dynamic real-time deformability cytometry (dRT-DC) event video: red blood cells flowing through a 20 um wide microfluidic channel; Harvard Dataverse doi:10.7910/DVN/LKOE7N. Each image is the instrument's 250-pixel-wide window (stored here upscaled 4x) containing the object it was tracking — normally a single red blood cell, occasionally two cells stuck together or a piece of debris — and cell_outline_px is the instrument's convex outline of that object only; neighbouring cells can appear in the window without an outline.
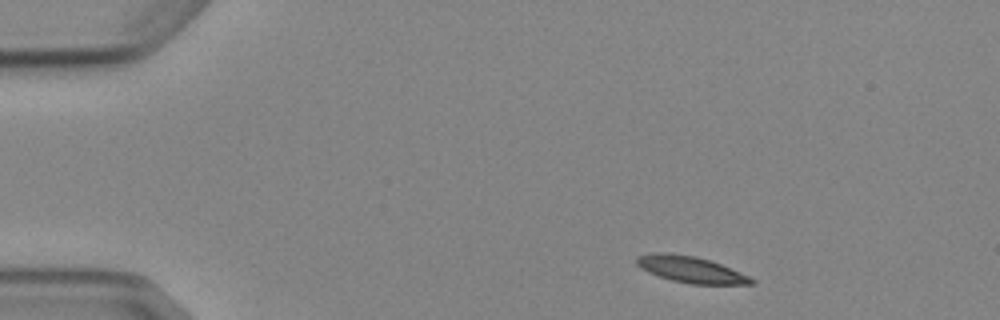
{"species": "Egyptian fruit bat (a non-hibernating species)", "species_latin": "Rousettus aegyptiacus", "temperature_condition": "cold", "stored_images_in_passage": 3, "camera_frame_rate_fps": 3000, "um_per_image_px": 0.085, "animal": {"sex": "female"}, "frame": {"image": 1, "passage_image": 1, "time_ms": 0.0, "image_size_px": [1000, 320], "cell_outline_px": [[756, 280], [752, 284], [692, 284], [672, 280], [648, 272], [640, 268], [636, 264], [636, 256], [652, 252], [664, 252], [696, 256], [720, 264], [748, 276]], "centroid_in_image_um": [58.66, 22.89], "position_along_channel_um": 26.3, "area_um2": 17.46}}
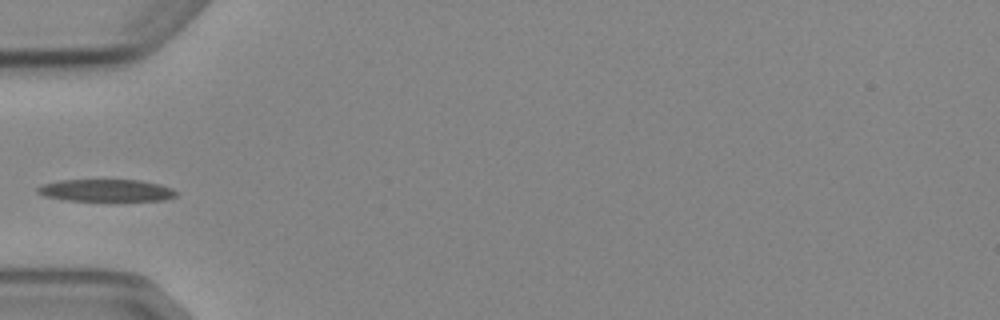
{"frame": {"image": 2, "passage_image": 3, "time_ms": 3.333, "image_size_px": [1000, 320], "cell_outline_px": [[176, 196], [168, 200], [64, 200], [44, 196], [36, 192], [36, 188], [44, 184], [60, 180], [140, 180], [160, 184], [172, 188], [176, 192]], "centroid_in_image_um": [9.02, 16.18], "position_along_channel_um": 76.0, "area_um2": 17.8}}